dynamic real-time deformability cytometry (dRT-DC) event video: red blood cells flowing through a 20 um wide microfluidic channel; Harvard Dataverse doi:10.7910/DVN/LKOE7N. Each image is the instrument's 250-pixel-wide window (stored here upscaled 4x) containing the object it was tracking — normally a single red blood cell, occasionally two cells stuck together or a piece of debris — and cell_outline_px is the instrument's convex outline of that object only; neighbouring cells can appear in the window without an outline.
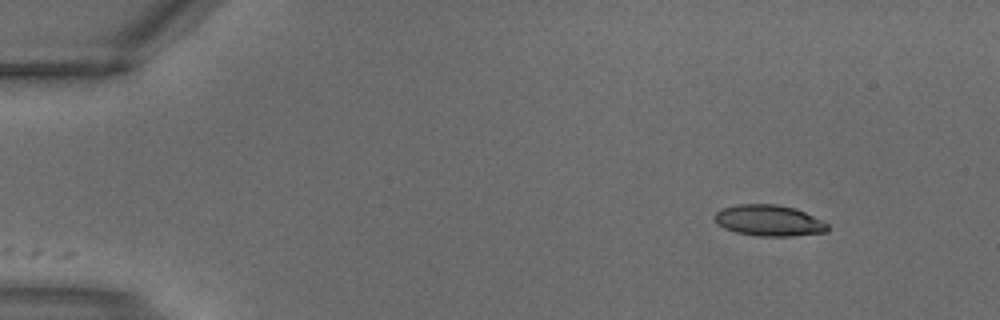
{"species": "common noctule bat (a hibernating species)", "species_latin": "Nyctalus noctula", "temperature_condition": "warm", "stored_images_in_passage": 2, "camera_frame_rate_fps": 3000, "um_per_image_px": 0.085, "animal": {"sex": "male", "body_mass_g": 18.8}, "frame": {"image": 1, "passage_image": 2, "time_ms": 0.333, "image_size_px": [1000, 320], "cell_outline_px": [[828, 232], [792, 236], [760, 236], [736, 232], [724, 228], [716, 224], [712, 216], [716, 212], [724, 208], [736, 204], [776, 204], [796, 208], [824, 220], [828, 224]], "centroid_in_image_um": [65.37, 18.74], "position_along_channel_um": 19.6, "area_um2": 20.75}}